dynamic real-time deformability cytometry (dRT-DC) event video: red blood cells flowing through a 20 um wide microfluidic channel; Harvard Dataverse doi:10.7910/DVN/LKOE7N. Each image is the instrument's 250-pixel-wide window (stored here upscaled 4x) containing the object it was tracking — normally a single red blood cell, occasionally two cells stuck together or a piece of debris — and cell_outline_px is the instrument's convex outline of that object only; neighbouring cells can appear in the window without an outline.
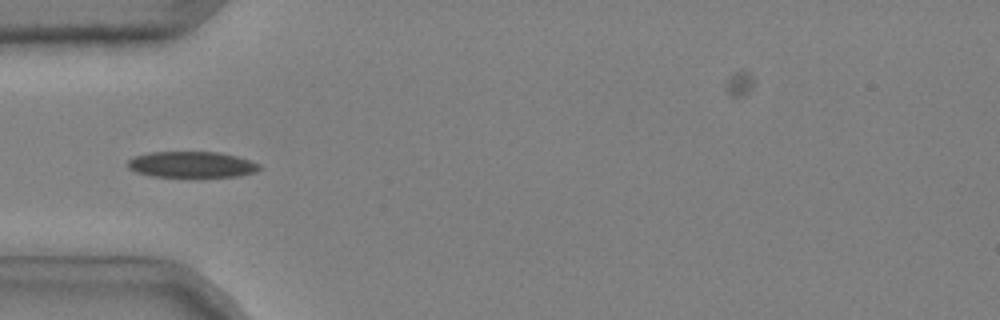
{"species": "common noctule bat (a hibernating species)", "species_latin": "Nyctalus noctula", "temperature_condition": "cold", "stored_images_in_passage": 51, "camera_frame_rate_fps": 3000, "um_per_image_px": 0.085, "animal": {"sex": "male", "body_mass_g": 20.4}, "frame": {"image": 1, "passage_image": 16, "time_ms": 5.0, "image_size_px": [1000, 320], "cell_outline_px": [[264, 168], [256, 172], [240, 176], [200, 180], [152, 176], [136, 172], [128, 168], [128, 160], [132, 156], [148, 152], [220, 152], [236, 156], [260, 164]], "centroid_in_image_um": [16.33, 14.04], "position_along_channel_um": 68.7, "area_um2": 21.27}}
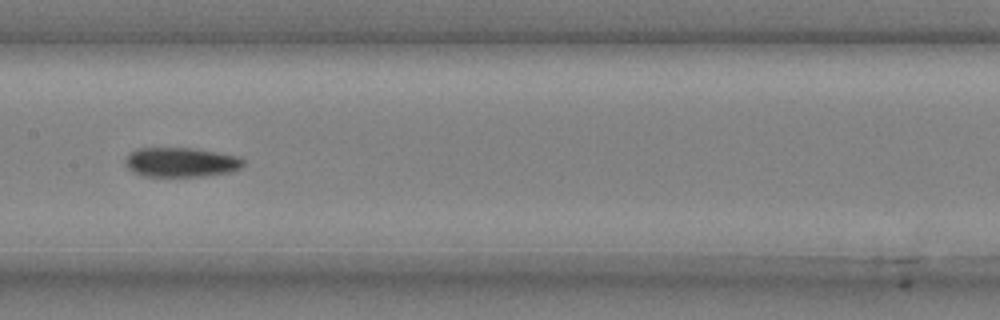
{"frame": {"image": 2, "passage_image": 26, "time_ms": 8.333, "image_size_px": [1000, 320], "cell_outline_px": [[244, 164], [240, 168], [232, 172], [204, 176], [144, 176], [132, 172], [124, 164], [124, 160], [136, 148], [196, 148], [240, 156], [244, 160]], "centroid_in_image_um": [15.41, 13.79], "position_along_channel_um": 192.0, "area_um2": 20.52}}
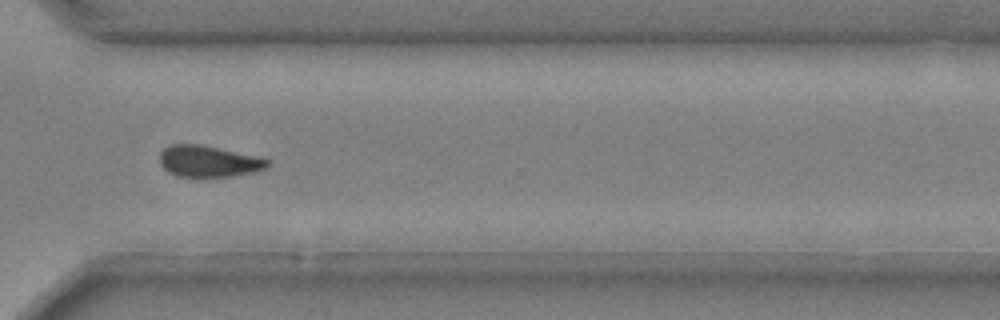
{"frame": {"image": 3, "passage_image": 39, "time_ms": 12.667, "image_size_px": [1000, 320], "cell_outline_px": [[272, 164], [268, 168], [252, 172], [232, 176], [180, 176], [168, 172], [160, 164], [160, 152], [164, 148], [172, 144], [200, 144], [264, 156], [272, 160]], "centroid_in_image_um": [17.83, 13.69], "position_along_channel_um": 352.8, "area_um2": 20.11}}